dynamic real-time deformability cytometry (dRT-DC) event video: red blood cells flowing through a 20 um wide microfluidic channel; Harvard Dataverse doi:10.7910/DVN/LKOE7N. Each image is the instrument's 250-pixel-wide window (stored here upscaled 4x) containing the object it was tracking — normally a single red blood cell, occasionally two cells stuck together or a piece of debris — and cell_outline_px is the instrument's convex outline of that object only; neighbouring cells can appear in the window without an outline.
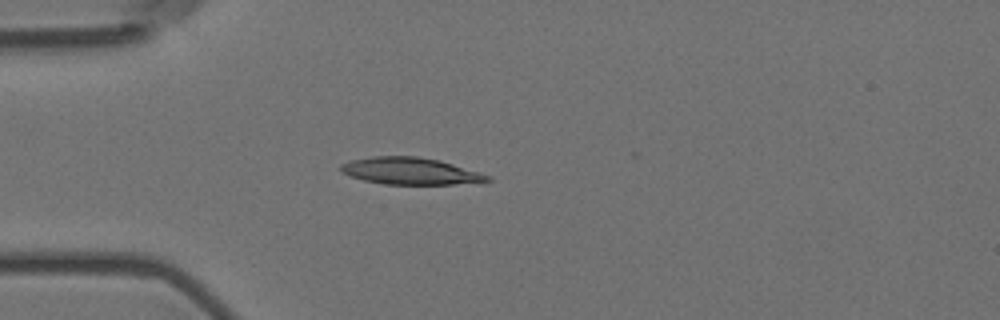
{"species": "Egyptian fruit bat (a non-hibernating species)", "species_latin": "Rousettus aegyptiacus", "temperature_condition": "room temperature", "stored_images_in_passage": 4, "camera_frame_rate_fps": 3000, "um_per_image_px": 0.085, "animal": {"sex": "female"}, "frame": {"image": 1, "passage_image": 4, "time_ms": 1.0, "image_size_px": [1000, 320], "cell_outline_px": [[492, 180], [480, 184], [384, 184], [364, 180], [340, 172], [340, 164], [352, 160], [372, 156], [416, 156], [440, 160], [492, 176]], "centroid_in_image_um": [34.95, 14.55], "position_along_channel_um": 50.0, "area_um2": 23.24}}